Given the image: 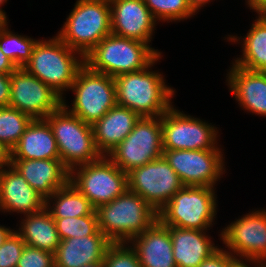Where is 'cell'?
I'll return each instance as SVG.
<instances>
[{
    "instance_id": "6da1fadb",
    "label": "cell",
    "mask_w": 266,
    "mask_h": 267,
    "mask_svg": "<svg viewBox=\"0 0 266 267\" xmlns=\"http://www.w3.org/2000/svg\"><path fill=\"white\" fill-rule=\"evenodd\" d=\"M160 58L158 55L145 69L114 78L118 105L140 117H161L173 106L175 89L165 84L160 72L150 69Z\"/></svg>"
},
{
    "instance_id": "7a4b0ae2",
    "label": "cell",
    "mask_w": 266,
    "mask_h": 267,
    "mask_svg": "<svg viewBox=\"0 0 266 267\" xmlns=\"http://www.w3.org/2000/svg\"><path fill=\"white\" fill-rule=\"evenodd\" d=\"M95 211L99 230L112 243H128L158 220V212L129 189Z\"/></svg>"
},
{
    "instance_id": "3957f363",
    "label": "cell",
    "mask_w": 266,
    "mask_h": 267,
    "mask_svg": "<svg viewBox=\"0 0 266 267\" xmlns=\"http://www.w3.org/2000/svg\"><path fill=\"white\" fill-rule=\"evenodd\" d=\"M84 64V56L81 53L54 36L49 40L36 42L31 58L23 68L63 99V91L71 88L79 69Z\"/></svg>"
},
{
    "instance_id": "277c9868",
    "label": "cell",
    "mask_w": 266,
    "mask_h": 267,
    "mask_svg": "<svg viewBox=\"0 0 266 267\" xmlns=\"http://www.w3.org/2000/svg\"><path fill=\"white\" fill-rule=\"evenodd\" d=\"M158 55L161 52L147 43L110 34L84 56V63L93 71L115 78L145 69Z\"/></svg>"
},
{
    "instance_id": "5b68a950",
    "label": "cell",
    "mask_w": 266,
    "mask_h": 267,
    "mask_svg": "<svg viewBox=\"0 0 266 267\" xmlns=\"http://www.w3.org/2000/svg\"><path fill=\"white\" fill-rule=\"evenodd\" d=\"M110 34L109 0H77L57 37L85 56Z\"/></svg>"
},
{
    "instance_id": "8992f818",
    "label": "cell",
    "mask_w": 266,
    "mask_h": 267,
    "mask_svg": "<svg viewBox=\"0 0 266 267\" xmlns=\"http://www.w3.org/2000/svg\"><path fill=\"white\" fill-rule=\"evenodd\" d=\"M45 119L52 128L60 159L69 170L102 157L95 144L92 125L70 113L63 105Z\"/></svg>"
},
{
    "instance_id": "52a82bcc",
    "label": "cell",
    "mask_w": 266,
    "mask_h": 267,
    "mask_svg": "<svg viewBox=\"0 0 266 267\" xmlns=\"http://www.w3.org/2000/svg\"><path fill=\"white\" fill-rule=\"evenodd\" d=\"M215 188L183 186L158 212L165 226L208 230L214 223L217 202Z\"/></svg>"
},
{
    "instance_id": "ba28073f",
    "label": "cell",
    "mask_w": 266,
    "mask_h": 267,
    "mask_svg": "<svg viewBox=\"0 0 266 267\" xmlns=\"http://www.w3.org/2000/svg\"><path fill=\"white\" fill-rule=\"evenodd\" d=\"M70 90L75 93L71 109L65 97L62 105L89 125L96 123L117 104L114 78L93 71L86 64L79 69Z\"/></svg>"
},
{
    "instance_id": "9c48e42d",
    "label": "cell",
    "mask_w": 266,
    "mask_h": 267,
    "mask_svg": "<svg viewBox=\"0 0 266 267\" xmlns=\"http://www.w3.org/2000/svg\"><path fill=\"white\" fill-rule=\"evenodd\" d=\"M69 182L96 209L122 195L128 189V174L107 156L70 170Z\"/></svg>"
},
{
    "instance_id": "30bf717a",
    "label": "cell",
    "mask_w": 266,
    "mask_h": 267,
    "mask_svg": "<svg viewBox=\"0 0 266 267\" xmlns=\"http://www.w3.org/2000/svg\"><path fill=\"white\" fill-rule=\"evenodd\" d=\"M163 151L161 117H140L133 130L107 157L128 173L161 157Z\"/></svg>"
},
{
    "instance_id": "8fae6325",
    "label": "cell",
    "mask_w": 266,
    "mask_h": 267,
    "mask_svg": "<svg viewBox=\"0 0 266 267\" xmlns=\"http://www.w3.org/2000/svg\"><path fill=\"white\" fill-rule=\"evenodd\" d=\"M161 126L163 150L220 149L216 127L173 106L161 116Z\"/></svg>"
},
{
    "instance_id": "7c38bea8",
    "label": "cell",
    "mask_w": 266,
    "mask_h": 267,
    "mask_svg": "<svg viewBox=\"0 0 266 267\" xmlns=\"http://www.w3.org/2000/svg\"><path fill=\"white\" fill-rule=\"evenodd\" d=\"M127 174L128 189L140 195L157 212L184 186L163 156Z\"/></svg>"
},
{
    "instance_id": "4fadbf2b",
    "label": "cell",
    "mask_w": 266,
    "mask_h": 267,
    "mask_svg": "<svg viewBox=\"0 0 266 267\" xmlns=\"http://www.w3.org/2000/svg\"><path fill=\"white\" fill-rule=\"evenodd\" d=\"M223 152L210 150H164L162 156L184 186L215 187L225 172Z\"/></svg>"
},
{
    "instance_id": "5bb4252c",
    "label": "cell",
    "mask_w": 266,
    "mask_h": 267,
    "mask_svg": "<svg viewBox=\"0 0 266 267\" xmlns=\"http://www.w3.org/2000/svg\"><path fill=\"white\" fill-rule=\"evenodd\" d=\"M220 238L236 259L266 263V210H253L233 221L221 231Z\"/></svg>"
},
{
    "instance_id": "9a60e30c",
    "label": "cell",
    "mask_w": 266,
    "mask_h": 267,
    "mask_svg": "<svg viewBox=\"0 0 266 267\" xmlns=\"http://www.w3.org/2000/svg\"><path fill=\"white\" fill-rule=\"evenodd\" d=\"M10 104L32 119H45L62 105V98L23 67L10 74Z\"/></svg>"
},
{
    "instance_id": "2e32d148",
    "label": "cell",
    "mask_w": 266,
    "mask_h": 267,
    "mask_svg": "<svg viewBox=\"0 0 266 267\" xmlns=\"http://www.w3.org/2000/svg\"><path fill=\"white\" fill-rule=\"evenodd\" d=\"M111 9V34L151 42L157 20L144 0H109Z\"/></svg>"
},
{
    "instance_id": "e0dca14e",
    "label": "cell",
    "mask_w": 266,
    "mask_h": 267,
    "mask_svg": "<svg viewBox=\"0 0 266 267\" xmlns=\"http://www.w3.org/2000/svg\"><path fill=\"white\" fill-rule=\"evenodd\" d=\"M7 169V170H6ZM45 208V199L11 165L0 172V211L28 215Z\"/></svg>"
},
{
    "instance_id": "ac0fdd59",
    "label": "cell",
    "mask_w": 266,
    "mask_h": 267,
    "mask_svg": "<svg viewBox=\"0 0 266 267\" xmlns=\"http://www.w3.org/2000/svg\"><path fill=\"white\" fill-rule=\"evenodd\" d=\"M11 165L45 200L69 183L70 170L61 159H12Z\"/></svg>"
},
{
    "instance_id": "d6986e66",
    "label": "cell",
    "mask_w": 266,
    "mask_h": 267,
    "mask_svg": "<svg viewBox=\"0 0 266 267\" xmlns=\"http://www.w3.org/2000/svg\"><path fill=\"white\" fill-rule=\"evenodd\" d=\"M128 243L136 251L141 267H177L170 230L159 219Z\"/></svg>"
},
{
    "instance_id": "ffe728a7",
    "label": "cell",
    "mask_w": 266,
    "mask_h": 267,
    "mask_svg": "<svg viewBox=\"0 0 266 267\" xmlns=\"http://www.w3.org/2000/svg\"><path fill=\"white\" fill-rule=\"evenodd\" d=\"M226 77L238 104L255 115L266 116V72L246 70L235 65Z\"/></svg>"
},
{
    "instance_id": "44dd1931",
    "label": "cell",
    "mask_w": 266,
    "mask_h": 267,
    "mask_svg": "<svg viewBox=\"0 0 266 267\" xmlns=\"http://www.w3.org/2000/svg\"><path fill=\"white\" fill-rule=\"evenodd\" d=\"M111 243L100 230L95 235L61 240L54 253L55 267H83L104 261Z\"/></svg>"
},
{
    "instance_id": "7402d4cb",
    "label": "cell",
    "mask_w": 266,
    "mask_h": 267,
    "mask_svg": "<svg viewBox=\"0 0 266 267\" xmlns=\"http://www.w3.org/2000/svg\"><path fill=\"white\" fill-rule=\"evenodd\" d=\"M177 267H199L220 248L215 246L206 230L167 226ZM205 231V232H204Z\"/></svg>"
},
{
    "instance_id": "603a6c76",
    "label": "cell",
    "mask_w": 266,
    "mask_h": 267,
    "mask_svg": "<svg viewBox=\"0 0 266 267\" xmlns=\"http://www.w3.org/2000/svg\"><path fill=\"white\" fill-rule=\"evenodd\" d=\"M140 116L132 110L116 104L100 120L92 125L96 147L107 156L133 130Z\"/></svg>"
},
{
    "instance_id": "cb8c5ba5",
    "label": "cell",
    "mask_w": 266,
    "mask_h": 267,
    "mask_svg": "<svg viewBox=\"0 0 266 267\" xmlns=\"http://www.w3.org/2000/svg\"><path fill=\"white\" fill-rule=\"evenodd\" d=\"M11 152L12 159H60L56 139L46 119H33Z\"/></svg>"
},
{
    "instance_id": "d4e9b609",
    "label": "cell",
    "mask_w": 266,
    "mask_h": 267,
    "mask_svg": "<svg viewBox=\"0 0 266 267\" xmlns=\"http://www.w3.org/2000/svg\"><path fill=\"white\" fill-rule=\"evenodd\" d=\"M25 218V219H24ZM16 231L26 245L55 253L61 242L55 220L46 208L24 215Z\"/></svg>"
},
{
    "instance_id": "484cf974",
    "label": "cell",
    "mask_w": 266,
    "mask_h": 267,
    "mask_svg": "<svg viewBox=\"0 0 266 267\" xmlns=\"http://www.w3.org/2000/svg\"><path fill=\"white\" fill-rule=\"evenodd\" d=\"M242 40V57L234 64L251 71L266 72V18L258 16Z\"/></svg>"
},
{
    "instance_id": "4316f807",
    "label": "cell",
    "mask_w": 266,
    "mask_h": 267,
    "mask_svg": "<svg viewBox=\"0 0 266 267\" xmlns=\"http://www.w3.org/2000/svg\"><path fill=\"white\" fill-rule=\"evenodd\" d=\"M45 208L52 218L86 216L95 210L89 200L70 182L45 200Z\"/></svg>"
},
{
    "instance_id": "83f0119b",
    "label": "cell",
    "mask_w": 266,
    "mask_h": 267,
    "mask_svg": "<svg viewBox=\"0 0 266 267\" xmlns=\"http://www.w3.org/2000/svg\"><path fill=\"white\" fill-rule=\"evenodd\" d=\"M33 119L21 111L8 107L0 108V143L12 150Z\"/></svg>"
},
{
    "instance_id": "f1b7e54d",
    "label": "cell",
    "mask_w": 266,
    "mask_h": 267,
    "mask_svg": "<svg viewBox=\"0 0 266 267\" xmlns=\"http://www.w3.org/2000/svg\"><path fill=\"white\" fill-rule=\"evenodd\" d=\"M33 38L13 33L8 24L0 31V49L15 65L23 67L31 58L36 42Z\"/></svg>"
},
{
    "instance_id": "f546056e",
    "label": "cell",
    "mask_w": 266,
    "mask_h": 267,
    "mask_svg": "<svg viewBox=\"0 0 266 267\" xmlns=\"http://www.w3.org/2000/svg\"><path fill=\"white\" fill-rule=\"evenodd\" d=\"M53 219L60 240L95 235L99 231L98 217L95 210L86 216Z\"/></svg>"
},
{
    "instance_id": "4dcf8cb0",
    "label": "cell",
    "mask_w": 266,
    "mask_h": 267,
    "mask_svg": "<svg viewBox=\"0 0 266 267\" xmlns=\"http://www.w3.org/2000/svg\"><path fill=\"white\" fill-rule=\"evenodd\" d=\"M144 3L158 22L180 21L195 15L186 0H144Z\"/></svg>"
},
{
    "instance_id": "1f68e13d",
    "label": "cell",
    "mask_w": 266,
    "mask_h": 267,
    "mask_svg": "<svg viewBox=\"0 0 266 267\" xmlns=\"http://www.w3.org/2000/svg\"><path fill=\"white\" fill-rule=\"evenodd\" d=\"M104 265L105 267H141L136 251L126 242L109 245L104 255Z\"/></svg>"
},
{
    "instance_id": "d6a6232c",
    "label": "cell",
    "mask_w": 266,
    "mask_h": 267,
    "mask_svg": "<svg viewBox=\"0 0 266 267\" xmlns=\"http://www.w3.org/2000/svg\"><path fill=\"white\" fill-rule=\"evenodd\" d=\"M24 247L21 236L13 230L0 245V267H16Z\"/></svg>"
},
{
    "instance_id": "836d02e7",
    "label": "cell",
    "mask_w": 266,
    "mask_h": 267,
    "mask_svg": "<svg viewBox=\"0 0 266 267\" xmlns=\"http://www.w3.org/2000/svg\"><path fill=\"white\" fill-rule=\"evenodd\" d=\"M16 267H55L54 254L25 244Z\"/></svg>"
},
{
    "instance_id": "e575fe53",
    "label": "cell",
    "mask_w": 266,
    "mask_h": 267,
    "mask_svg": "<svg viewBox=\"0 0 266 267\" xmlns=\"http://www.w3.org/2000/svg\"><path fill=\"white\" fill-rule=\"evenodd\" d=\"M236 258L222 248L206 259L199 267H229Z\"/></svg>"
},
{
    "instance_id": "d590c367",
    "label": "cell",
    "mask_w": 266,
    "mask_h": 267,
    "mask_svg": "<svg viewBox=\"0 0 266 267\" xmlns=\"http://www.w3.org/2000/svg\"><path fill=\"white\" fill-rule=\"evenodd\" d=\"M10 74L0 73V108L10 104Z\"/></svg>"
},
{
    "instance_id": "8d00e7d4",
    "label": "cell",
    "mask_w": 266,
    "mask_h": 267,
    "mask_svg": "<svg viewBox=\"0 0 266 267\" xmlns=\"http://www.w3.org/2000/svg\"><path fill=\"white\" fill-rule=\"evenodd\" d=\"M18 67L15 63L9 59L0 49V73L11 74Z\"/></svg>"
},
{
    "instance_id": "74e56055",
    "label": "cell",
    "mask_w": 266,
    "mask_h": 267,
    "mask_svg": "<svg viewBox=\"0 0 266 267\" xmlns=\"http://www.w3.org/2000/svg\"><path fill=\"white\" fill-rule=\"evenodd\" d=\"M12 162V152L11 150L0 143V172L5 169V167L11 166Z\"/></svg>"
},
{
    "instance_id": "f35d334b",
    "label": "cell",
    "mask_w": 266,
    "mask_h": 267,
    "mask_svg": "<svg viewBox=\"0 0 266 267\" xmlns=\"http://www.w3.org/2000/svg\"><path fill=\"white\" fill-rule=\"evenodd\" d=\"M246 2L250 9L257 12L259 16L266 14V0H247Z\"/></svg>"
},
{
    "instance_id": "ab89813d",
    "label": "cell",
    "mask_w": 266,
    "mask_h": 267,
    "mask_svg": "<svg viewBox=\"0 0 266 267\" xmlns=\"http://www.w3.org/2000/svg\"><path fill=\"white\" fill-rule=\"evenodd\" d=\"M249 262V264H253L254 267H261V262L257 261V260H246L245 262L243 261V259H235L229 267H251V265L249 266L247 262ZM247 263V264H246Z\"/></svg>"
},
{
    "instance_id": "60d3db41",
    "label": "cell",
    "mask_w": 266,
    "mask_h": 267,
    "mask_svg": "<svg viewBox=\"0 0 266 267\" xmlns=\"http://www.w3.org/2000/svg\"><path fill=\"white\" fill-rule=\"evenodd\" d=\"M192 11L195 13L199 11L203 5L209 3L211 0H186Z\"/></svg>"
},
{
    "instance_id": "b9f144b4",
    "label": "cell",
    "mask_w": 266,
    "mask_h": 267,
    "mask_svg": "<svg viewBox=\"0 0 266 267\" xmlns=\"http://www.w3.org/2000/svg\"><path fill=\"white\" fill-rule=\"evenodd\" d=\"M13 231V229H10L0 225V245L3 244V242L5 241V239L9 236V234Z\"/></svg>"
},
{
    "instance_id": "7bdbcfd3",
    "label": "cell",
    "mask_w": 266,
    "mask_h": 267,
    "mask_svg": "<svg viewBox=\"0 0 266 267\" xmlns=\"http://www.w3.org/2000/svg\"><path fill=\"white\" fill-rule=\"evenodd\" d=\"M7 16L0 10V31L7 25Z\"/></svg>"
},
{
    "instance_id": "ee69618b",
    "label": "cell",
    "mask_w": 266,
    "mask_h": 267,
    "mask_svg": "<svg viewBox=\"0 0 266 267\" xmlns=\"http://www.w3.org/2000/svg\"><path fill=\"white\" fill-rule=\"evenodd\" d=\"M83 267H105V265H104V261H101V262L88 264V265H85Z\"/></svg>"
},
{
    "instance_id": "f6af8a7d",
    "label": "cell",
    "mask_w": 266,
    "mask_h": 267,
    "mask_svg": "<svg viewBox=\"0 0 266 267\" xmlns=\"http://www.w3.org/2000/svg\"><path fill=\"white\" fill-rule=\"evenodd\" d=\"M7 0H0V10L6 15V13L4 12V10L1 8V6L6 3Z\"/></svg>"
},
{
    "instance_id": "bcb514c9",
    "label": "cell",
    "mask_w": 266,
    "mask_h": 267,
    "mask_svg": "<svg viewBox=\"0 0 266 267\" xmlns=\"http://www.w3.org/2000/svg\"><path fill=\"white\" fill-rule=\"evenodd\" d=\"M261 267H266V263L261 262Z\"/></svg>"
}]
</instances>
